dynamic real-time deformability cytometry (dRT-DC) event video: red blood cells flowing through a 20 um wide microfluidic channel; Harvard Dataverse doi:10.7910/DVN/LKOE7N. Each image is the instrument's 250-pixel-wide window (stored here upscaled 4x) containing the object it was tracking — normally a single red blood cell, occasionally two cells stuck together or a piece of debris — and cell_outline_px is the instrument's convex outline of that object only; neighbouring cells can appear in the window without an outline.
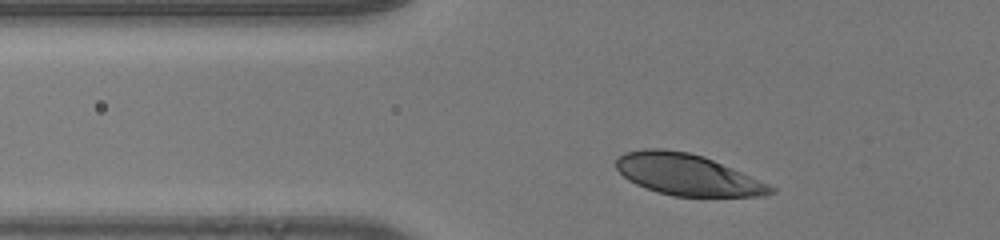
{"species": "human", "species_latin": "Homo sapiens", "temperature_condition": "room temperature", "stored_images_in_passage": 33, "camera_frame_rate_fps": 3000, "um_per_image_px": 0.085, "donor": {"sex": "male"}, "frame": {"image": 1, "passage_image": 6, "time_ms": 1.667, "image_size_px": [1000, 240], "cell_outline_px": [[776, 192], [760, 196], [672, 196], [656, 192], [644, 188], [628, 180], [616, 168], [616, 160], [624, 152], [644, 148], [660, 148], [688, 152], [704, 156], [768, 184], [776, 188]], "centroid_in_image_um": [58.38, 14.84], "position_along_channel_um": 67.4, "area_um2": 36.99}}
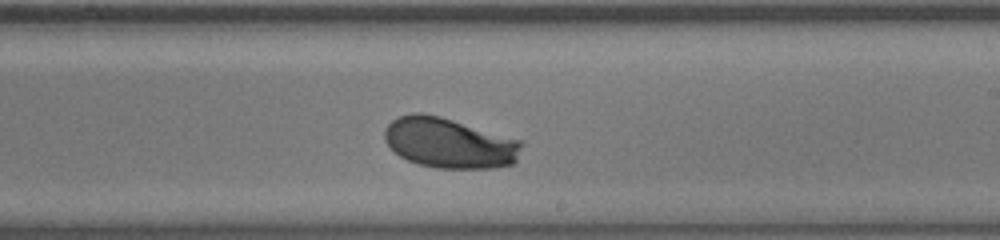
{"frame": {"image": 2, "passage_image": 21, "time_ms": 6.667, "image_size_px": [1000, 240], "cell_outline_px": [[524, 144], [516, 160], [512, 164], [492, 168], [436, 168], [420, 164], [408, 160], [400, 156], [384, 140], [384, 128], [392, 120], [400, 116], [412, 112], [420, 112], [440, 116], [524, 140]], "centroid_in_image_um": [38.22, 12.14], "position_along_channel_um": 250.8, "area_um2": 40.4}}
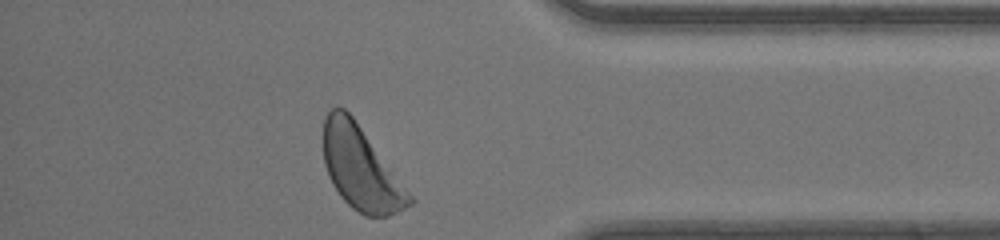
{"frame": {"image": 3, "passage_image": 33, "time_ms": 10.667, "image_size_px": [1000, 240], "cell_outline_px": [[416, 200], [412, 204], [388, 216], [364, 216], [352, 208], [340, 196], [332, 184], [328, 176], [324, 164], [324, 120], [328, 112], [332, 108], [344, 108], [352, 116], [392, 168]], "centroid_in_image_um": [30.67, 14.34], "position_along_channel_um": 404.5, "area_um2": 41.38}, "authors_computed_cell_mechanics": {"area_um2": 39.6508, "velocity_mm_per_s": 4.101, "shape_relaxation_time_tau1_ms": 1.7614, "shape_relaxation_time_tau2_ms": null, "deformation_change_tau1": 0.1244, "deformation_change_tau2": null}}